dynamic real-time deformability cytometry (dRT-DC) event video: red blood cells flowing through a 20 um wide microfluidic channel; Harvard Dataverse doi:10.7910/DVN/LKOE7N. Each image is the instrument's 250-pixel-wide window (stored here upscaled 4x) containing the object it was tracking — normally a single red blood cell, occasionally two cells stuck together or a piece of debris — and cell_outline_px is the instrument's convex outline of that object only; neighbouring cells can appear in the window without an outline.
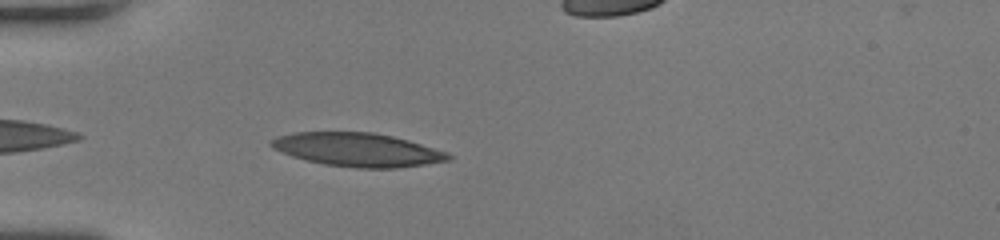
{"species": "human", "species_latin": "Homo sapiens", "temperature_condition": "room temperature", "stored_images_in_passage": 34, "camera_frame_rate_fps": 3000, "um_per_image_px": 0.085, "donor": {"sex": "female"}, "frame": {"image": 1, "passage_image": 2, "time_ms": 0.333, "image_size_px": [1000, 240], "cell_outline_px": [[452, 156], [448, 160], [424, 164], [396, 168], [356, 168], [324, 164], [292, 156], [272, 148], [268, 144], [268, 140], [276, 136], [292, 132], [376, 132], [408, 140], [448, 152]], "centroid_in_image_um": [30.34, 12.71], "position_along_channel_um": 54.7, "area_um2": 34.68}}
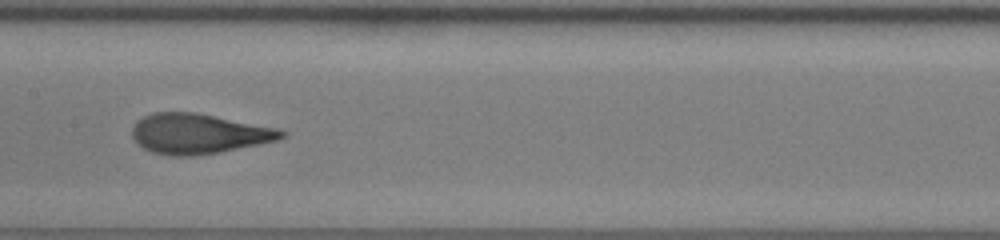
{"frame": {"image": 2, "passage_image": 13, "time_ms": 4.0, "image_size_px": [1000, 240], "cell_outline_px": [[288, 136], [280, 140], [200, 156], [172, 156], [152, 152], [136, 144], [132, 136], [132, 128], [136, 120], [152, 112], [196, 112], [280, 128], [288, 132]], "centroid_in_image_um": [16.92, 11.37], "position_along_channel_um": 190.5, "area_um2": 35.55}}
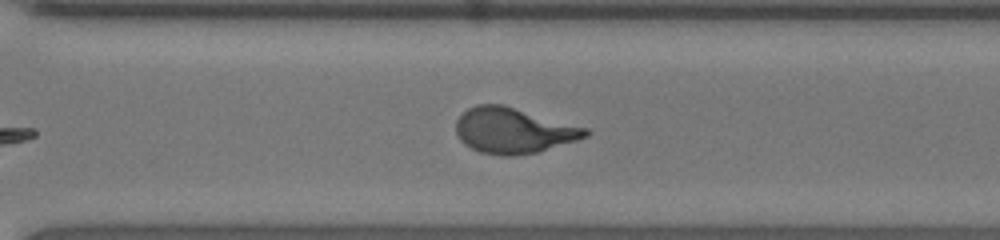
{"frame": {"image": 3, "passage_image": 23, "time_ms": 7.333, "image_size_px": [1000, 240], "cell_outline_px": [[592, 132], [588, 136], [576, 140], [536, 152], [516, 156], [500, 156], [480, 152], [464, 144], [460, 140], [456, 132], [456, 120], [468, 108], [476, 104], [500, 104], [588, 128]], "centroid_in_image_um": [43.62, 11.1], "position_along_channel_um": 327.0, "area_um2": 34.16}, "authors_computed_cell_mechanics": {"area_um2": 35.0268, "velocity_mm_per_s": 4.0971, "shape_relaxation_time_tau1_ms": 5.1424, "shape_relaxation_time_tau2_ms": 0.723, "deformation_change_tau1": 0.2598, "deformation_change_tau2": 0.0877}}